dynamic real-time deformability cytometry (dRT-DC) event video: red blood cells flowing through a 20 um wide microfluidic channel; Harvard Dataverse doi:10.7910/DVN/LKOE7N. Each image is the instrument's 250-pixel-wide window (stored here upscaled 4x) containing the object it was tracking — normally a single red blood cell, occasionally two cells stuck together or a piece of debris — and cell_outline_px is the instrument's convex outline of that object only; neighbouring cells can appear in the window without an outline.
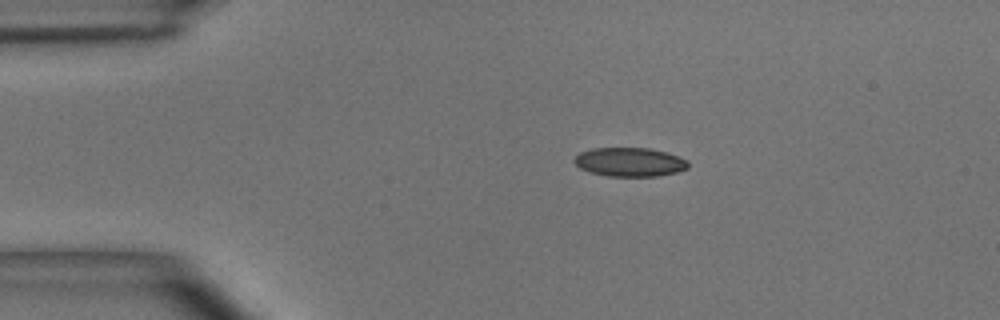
{"species": "common noctule bat (a hibernating species)", "species_latin": "Nyctalus noctula", "temperature_condition": "room temperature", "stored_images_in_passage": 45, "camera_frame_rate_fps": 3000, "um_per_image_px": 0.085, "animal": {"sex": "male", "body_mass_g": 15.6}, "frame": {"image": 1, "passage_image": 1, "time_ms": 0.0, "image_size_px": [1000, 320], "cell_outline_px": [[688, 168], [676, 172], [656, 176], [608, 176], [592, 172], [580, 168], [572, 160], [580, 152], [592, 148], [648, 148], [668, 152], [684, 160], [688, 164]], "centroid_in_image_um": [53.49, 13.76], "position_along_channel_um": 31.5, "area_um2": 18.96}}
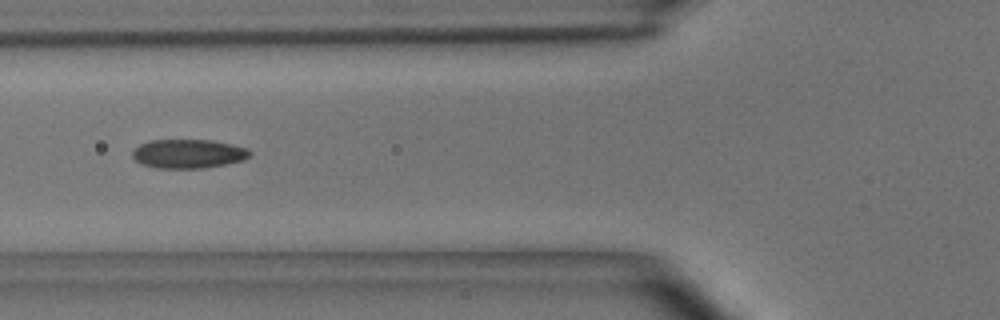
{"frame": {"image": 2, "passage_image": 11, "time_ms": 3.333, "image_size_px": [1000, 320], "cell_outline_px": [[252, 156], [244, 160], [204, 168], [156, 168], [140, 164], [132, 156], [132, 148], [140, 144], [152, 140], [212, 140], [248, 148], [252, 152]], "centroid_in_image_um": [16.0, 13.07], "position_along_channel_um": 109.8, "area_um2": 20.0}}
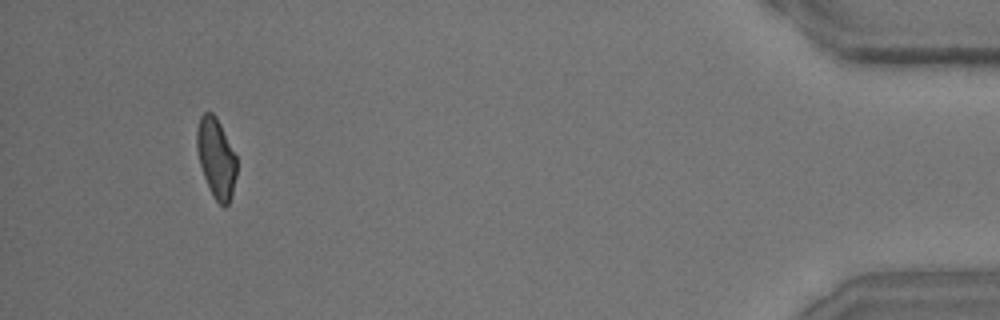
{"frame": {"image": 3, "passage_image": 42, "time_ms": 13.667, "image_size_px": [1000, 320], "cell_outline_px": [[236, 176], [232, 192], [228, 204], [224, 208], [212, 196], [204, 176], [200, 164], [196, 148], [196, 132], [200, 116], [204, 112], [212, 112], [216, 116], [236, 156]], "centroid_in_image_um": [18.36, 13.42], "position_along_channel_um": 416.8, "area_um2": 18.38}, "authors_computed_cell_mechanics": {"area_um2": 19.5364, "velocity_mm_per_s": 3.649, "shape_relaxation_time_tau1_ms": 5.9313, "shape_relaxation_time_tau2_ms": 1.7596, "deformation_change_tau1": 0.1469, "deformation_change_tau2": 0.0713}}